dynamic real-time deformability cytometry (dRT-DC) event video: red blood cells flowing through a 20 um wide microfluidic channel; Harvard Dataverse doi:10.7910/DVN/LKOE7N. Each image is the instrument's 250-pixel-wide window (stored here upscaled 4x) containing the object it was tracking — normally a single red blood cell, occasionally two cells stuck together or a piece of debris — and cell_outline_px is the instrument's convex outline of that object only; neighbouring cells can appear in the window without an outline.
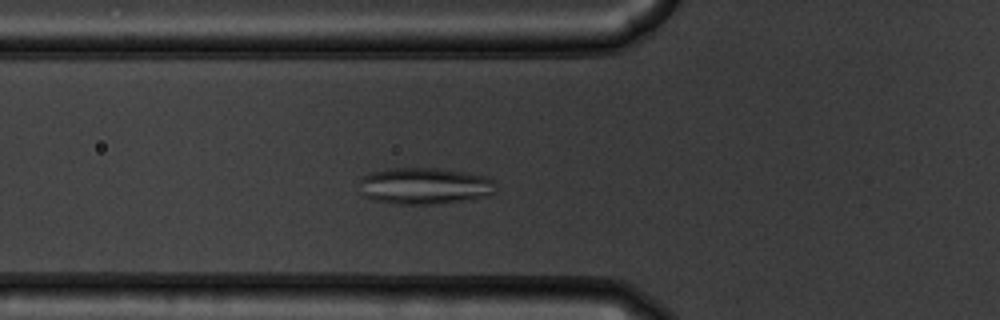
{"species": "common noctule bat (a hibernating species)", "species_latin": "Nyctalus noctula", "temperature_condition": "warm", "stored_images_in_passage": 50, "camera_frame_rate_fps": 3000, "um_per_image_px": 0.085, "animal": {"sex": "male", "body_mass_g": 19.5, "forearm_length_mm": 54.6}, "frame": {"image": 1, "passage_image": 15, "time_ms": 4.667, "image_size_px": [1000, 320], "cell_outline_px": [[492, 192], [488, 196], [436, 204], [392, 204], [372, 200], [364, 196], [360, 192], [356, 180], [372, 172], [388, 168], [440, 168], [488, 176], [492, 180]], "centroid_in_image_um": [35.98, 15.8], "position_along_channel_um": 89.8, "area_um2": 29.3}}
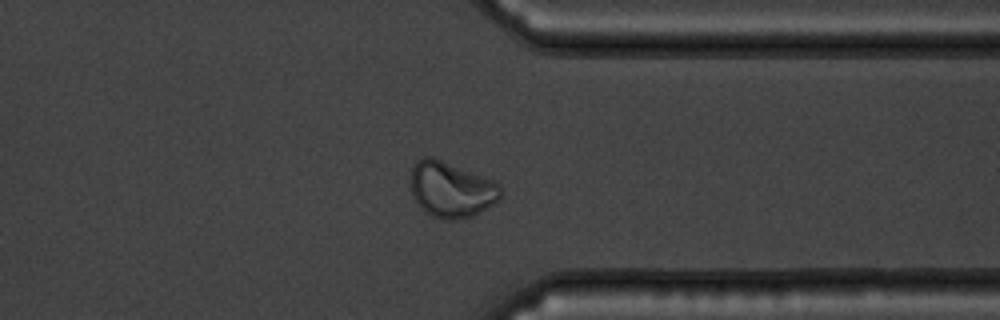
{"frame": {"image": 2, "passage_image": 38, "time_ms": 12.333, "image_size_px": [1000, 320], "cell_outline_px": [[500, 200], [472, 216], [452, 220], [448, 220], [432, 216], [424, 212], [412, 196], [412, 168], [416, 160], [424, 156], [432, 156], [492, 180], [500, 184]], "centroid_in_image_um": [38.34, 16.11], "position_along_channel_um": 373.1, "area_um2": 28.96}}
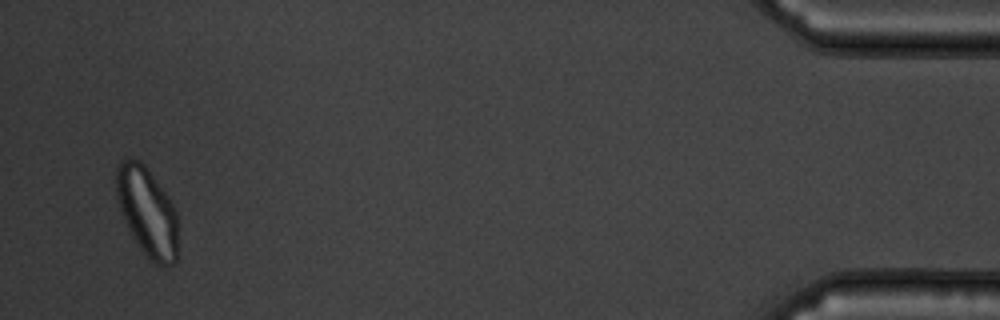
{"frame": {"image": 3, "passage_image": 48, "time_ms": 15.667, "image_size_px": [1000, 320], "cell_outline_px": [[180, 224], [176, 264], [152, 264], [144, 256], [128, 228], [120, 212], [116, 196], [116, 168], [120, 160], [140, 160], [144, 164], [168, 196], [176, 208]], "centroid_in_image_um": [12.55, 18.05], "position_along_channel_um": 422.6, "area_um2": 32.77}}